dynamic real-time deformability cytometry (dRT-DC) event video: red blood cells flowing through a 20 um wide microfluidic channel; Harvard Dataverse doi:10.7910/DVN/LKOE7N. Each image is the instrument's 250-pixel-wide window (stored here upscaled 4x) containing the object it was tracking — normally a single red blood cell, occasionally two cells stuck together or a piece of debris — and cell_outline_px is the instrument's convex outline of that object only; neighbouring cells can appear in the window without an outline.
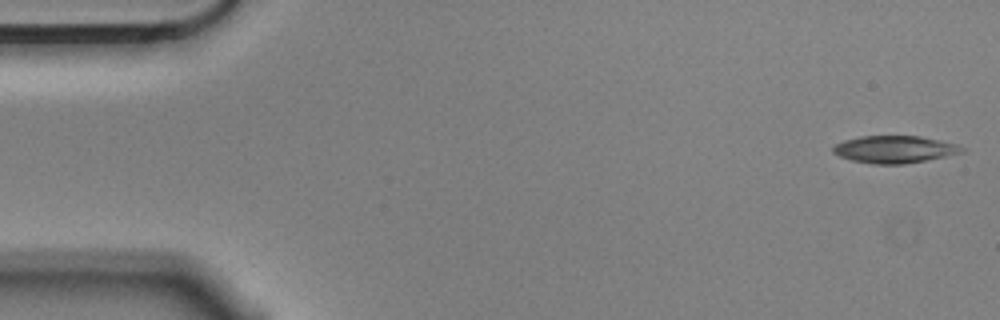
{"species": "Egyptian fruit bat (a non-hibernating species)", "species_latin": "Rousettus aegyptiacus", "temperature_condition": "cold", "stored_images_in_passage": 5, "camera_frame_rate_fps": 3000, "um_per_image_px": 0.085, "animal": {"sex": "male"}, "frame": {"image": 1, "passage_image": 1, "time_ms": 0.0, "image_size_px": [1000, 320], "cell_outline_px": [[964, 152], [924, 160], [900, 164], [876, 164], [852, 160], [840, 156], [832, 152], [832, 148], [836, 144], [844, 140], [860, 136], [920, 136], [940, 140], [956, 144], [964, 148]], "centroid_in_image_um": [76.01, 12.68], "position_along_channel_um": 9.0, "area_um2": 20.17}}
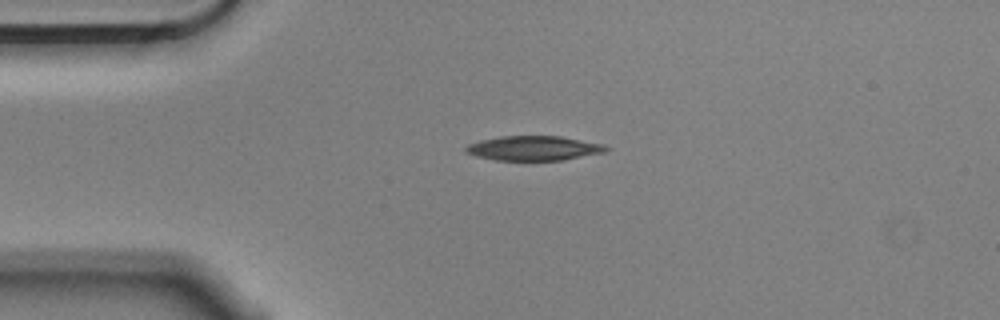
{"frame": {"image": 2, "passage_image": 4, "time_ms": 1.0, "image_size_px": [1000, 320], "cell_outline_px": [[612, 148], [604, 152], [560, 160], [496, 160], [476, 156], [464, 152], [464, 148], [468, 144], [480, 140], [500, 136], [560, 136], [604, 144]], "centroid_in_image_um": [45.35, 12.59], "position_along_channel_um": 39.7, "area_um2": 20.06}}